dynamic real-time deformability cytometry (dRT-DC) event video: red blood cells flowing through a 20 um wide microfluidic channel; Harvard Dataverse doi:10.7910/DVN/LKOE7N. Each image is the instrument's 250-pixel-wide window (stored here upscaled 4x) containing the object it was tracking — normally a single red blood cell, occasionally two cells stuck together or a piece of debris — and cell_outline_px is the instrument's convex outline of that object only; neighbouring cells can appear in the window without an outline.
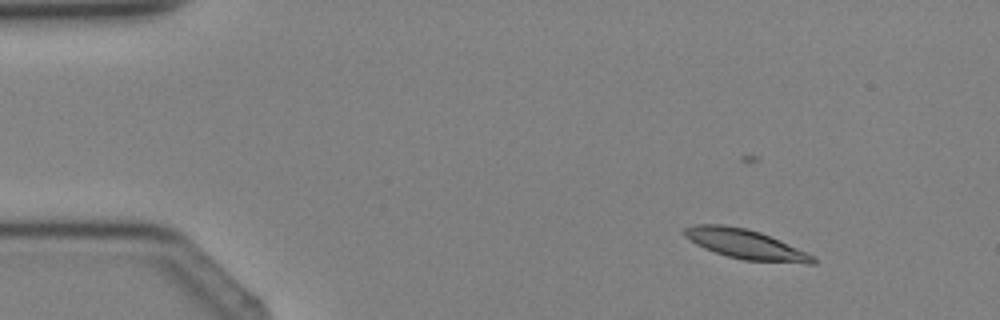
{"species": "Egyptian fruit bat (a non-hibernating species)", "species_latin": "Rousettus aegyptiacus", "temperature_condition": "cold", "stored_images_in_passage": 4, "camera_frame_rate_fps": 3000, "um_per_image_px": 0.085, "animal": {"sex": "female"}, "frame": {"image": 1, "passage_image": 2, "time_ms": 1.333, "image_size_px": [1000, 320], "cell_outline_px": [[816, 264], [808, 264], [744, 260], [728, 256], [704, 248], [696, 244], [684, 236], [684, 228], [692, 224], [720, 224], [748, 228], [760, 232], [780, 240], [816, 256]], "centroid_in_image_um": [63.4, 20.76], "position_along_channel_um": 21.6, "area_um2": 22.31}}